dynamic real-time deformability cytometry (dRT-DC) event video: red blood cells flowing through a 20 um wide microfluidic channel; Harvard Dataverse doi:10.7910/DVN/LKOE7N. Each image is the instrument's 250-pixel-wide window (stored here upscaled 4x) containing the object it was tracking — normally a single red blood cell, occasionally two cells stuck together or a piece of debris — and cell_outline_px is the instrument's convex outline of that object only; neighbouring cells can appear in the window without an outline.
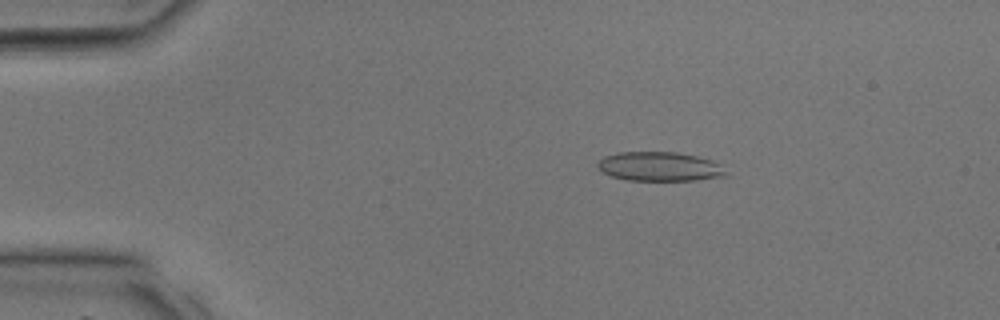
{"species": "common noctule bat (a hibernating species)", "species_latin": "Nyctalus noctula", "temperature_condition": "room temperature", "stored_images_in_passage": 38, "camera_frame_rate_fps": 3000, "um_per_image_px": 0.085, "animal": {"sex": "male", "body_mass_g": 17.9, "forearm_length_mm": 54.2}, "frame": {"image": 1, "passage_image": 7, "time_ms": 2.0, "image_size_px": [1000, 320], "cell_outline_px": [[732, 176], [696, 180], [628, 180], [612, 176], [596, 168], [596, 164], [604, 156], [616, 152], [676, 152], [696, 156], [712, 160], [724, 164]], "centroid_in_image_um": [56.17, 14.16], "position_along_channel_um": 28.8, "area_um2": 22.31}}
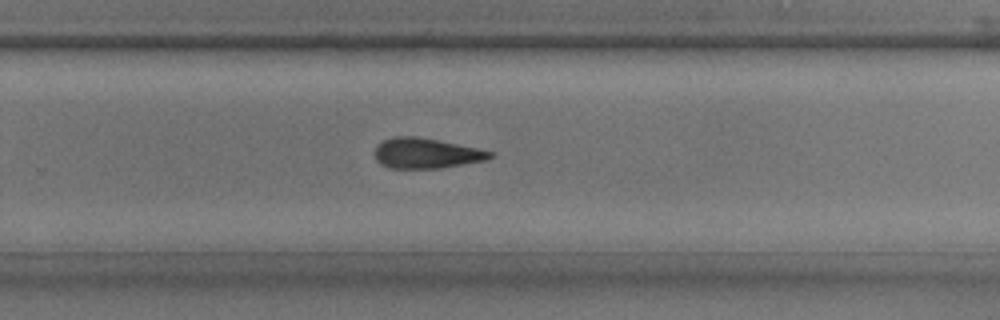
{"frame": {"image": 2, "passage_image": 25, "time_ms": 8.0, "image_size_px": [1000, 320], "cell_outline_px": [[496, 152], [488, 160], [440, 168], [388, 168], [380, 164], [376, 160], [376, 144], [384, 140], [396, 136], [416, 136]], "centroid_in_image_um": [36.22, 13.03], "position_along_channel_um": 293.6, "area_um2": 20.23}}
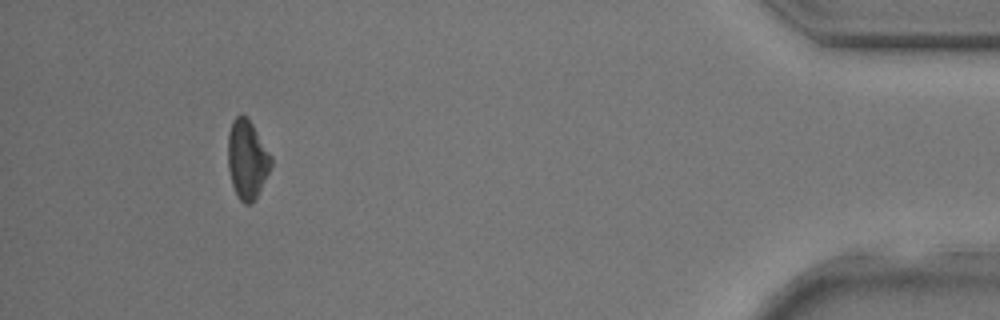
{"frame": {"image": 3, "passage_image": 35, "time_ms": 11.333, "image_size_px": [1000, 320], "cell_outline_px": [[272, 164], [256, 196], [248, 204], [244, 204], [240, 200], [232, 184], [228, 168], [228, 132], [232, 120], [240, 112], [248, 116], [272, 156]], "centroid_in_image_um": [20.99, 13.46], "position_along_channel_um": 414.2, "area_um2": 19.77}}